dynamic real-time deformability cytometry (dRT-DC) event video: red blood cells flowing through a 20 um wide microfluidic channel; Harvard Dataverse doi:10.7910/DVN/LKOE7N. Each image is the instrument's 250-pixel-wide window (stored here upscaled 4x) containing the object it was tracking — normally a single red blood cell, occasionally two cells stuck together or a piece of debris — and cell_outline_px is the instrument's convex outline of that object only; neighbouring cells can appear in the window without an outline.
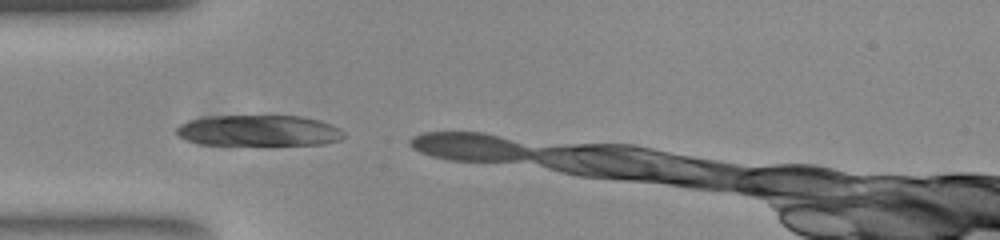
{"species": "common noctule bat (a hibernating species)", "species_latin": "Nyctalus noctula", "temperature_condition": "room temperature", "stored_images_in_passage": 3, "camera_frame_rate_fps": 3000, "um_per_image_px": 0.085, "animal": {"sex": "female", "body_mass_g": 23.0, "forearm_length_mm": 53.4}, "frame": {"image": 1, "passage_image": 1, "time_ms": 0.0, "image_size_px": [1000, 240], "cell_outline_px": [[344, 136], [340, 140], [324, 144], [200, 144], [176, 136], [176, 128], [180, 124], [188, 120], [208, 116], [300, 116], [320, 120], [340, 128], [344, 132]], "centroid_in_image_um": [21.98, 11.09], "position_along_channel_um": 63.0, "area_um2": 30.11}}